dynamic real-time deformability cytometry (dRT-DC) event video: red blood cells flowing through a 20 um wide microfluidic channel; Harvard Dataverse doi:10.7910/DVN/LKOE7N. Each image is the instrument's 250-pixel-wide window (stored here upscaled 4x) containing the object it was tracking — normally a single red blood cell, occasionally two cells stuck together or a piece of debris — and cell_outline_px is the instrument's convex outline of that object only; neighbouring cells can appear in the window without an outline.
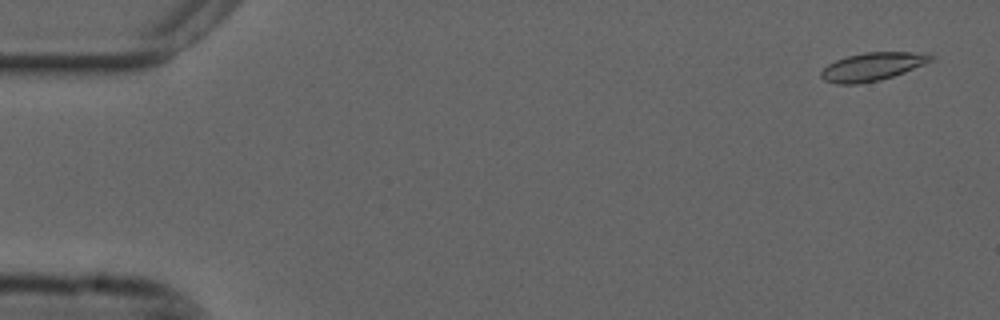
{"species": "common noctule bat (a hibernating species)", "species_latin": "Nyctalus noctula", "temperature_condition": "cold", "stored_images_in_passage": 56, "camera_frame_rate_fps": 3000, "um_per_image_px": 0.085, "animal": {"sex": "male", "forearm_length_mm": 52.5}, "frame": {"image": 1, "passage_image": 3, "time_ms": 0.667, "image_size_px": [1000, 320], "cell_outline_px": [[936, 56], [932, 60], [924, 64], [904, 72], [880, 80], [856, 84], [836, 84], [824, 80], [820, 76], [820, 72], [828, 64], [836, 60], [848, 56], [864, 52], [928, 52]], "centroid_in_image_um": [74.17, 5.65], "position_along_channel_um": 10.8, "area_um2": 18.03}}
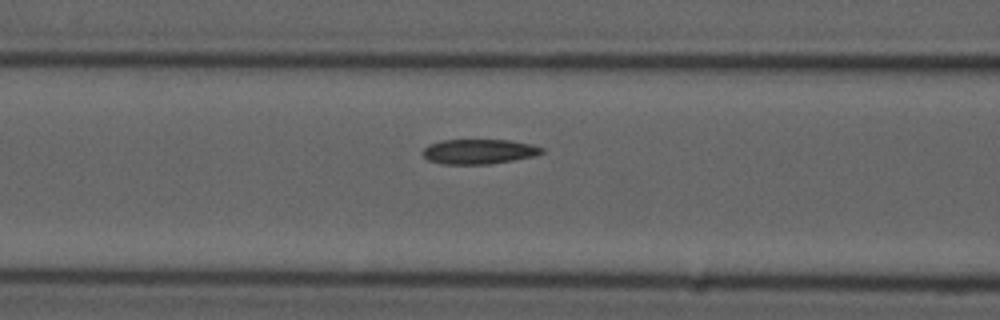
{"frame": {"image": 2, "passage_image": 23, "time_ms": 7.333, "image_size_px": [1000, 320], "cell_outline_px": [[544, 152], [536, 156], [492, 164], [440, 164], [428, 160], [424, 156], [424, 148], [428, 144], [440, 140], [508, 140], [532, 144], [544, 148]], "centroid_in_image_um": [40.73, 12.88], "position_along_channel_um": 125.9, "area_um2": 17.4}}
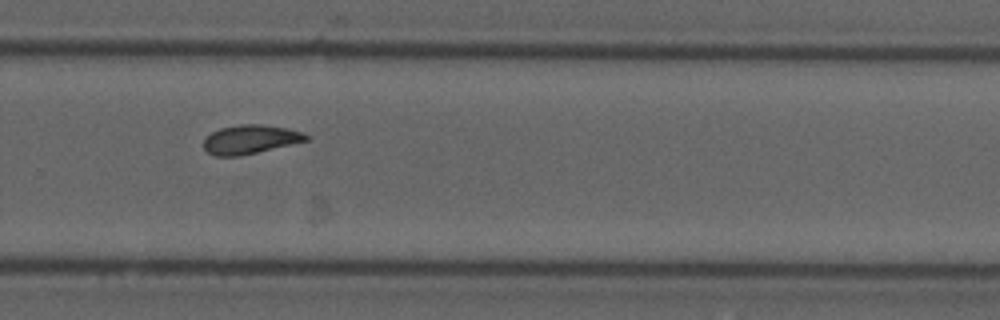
{"frame": {"image": 3, "passage_image": 38, "time_ms": 12.333, "image_size_px": [1000, 320], "cell_outline_px": [[308, 140], [240, 156], [216, 156], [208, 152], [204, 148], [204, 136], [220, 128], [240, 124], [260, 124], [288, 128], [304, 132], [308, 136]], "centroid_in_image_um": [21.25, 11.84], "position_along_channel_um": 308.5, "area_um2": 17.22}, "authors_computed_cell_mechanics": {"area_um2": 17.7446, "velocity_mm_per_s": 3.6592, "shape_relaxation_time_tau1_ms": null, "shape_relaxation_time_tau2_ms": 4.5934, "deformation_change_tau1": null, "deformation_change_tau2": 0.0927}}